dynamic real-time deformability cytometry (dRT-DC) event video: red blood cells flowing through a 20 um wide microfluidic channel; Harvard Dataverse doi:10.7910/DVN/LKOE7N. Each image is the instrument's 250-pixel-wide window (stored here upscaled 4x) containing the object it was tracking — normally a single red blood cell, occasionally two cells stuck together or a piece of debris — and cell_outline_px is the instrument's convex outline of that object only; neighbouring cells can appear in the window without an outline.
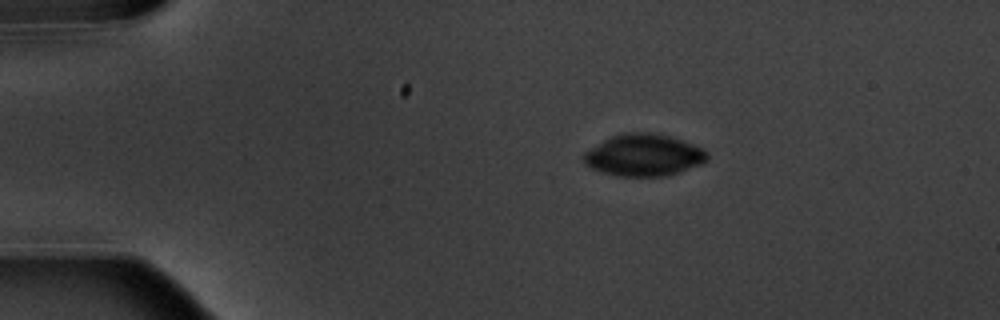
{"species": "common noctule bat (a hibernating species)", "species_latin": "Nyctalus noctula", "temperature_condition": "warm", "stored_images_in_passage": 3, "camera_frame_rate_fps": 3000, "um_per_image_px": 0.085, "animal": {"sex": "male", "body_mass_g": 20.1, "forearm_length_mm": 53.5}, "frame": {"image": 1, "passage_image": 1, "time_ms": 0.0, "image_size_px": [1000, 320], "cell_outline_px": [[708, 160], [704, 164], [680, 172], [664, 176], [616, 176], [592, 168], [584, 164], [580, 156], [584, 152], [604, 140], [612, 136], [628, 132], [648, 132], [668, 136], [704, 148], [708, 152]], "centroid_in_image_um": [54.73, 13.2], "position_along_channel_um": 30.3, "area_um2": 30.29}}